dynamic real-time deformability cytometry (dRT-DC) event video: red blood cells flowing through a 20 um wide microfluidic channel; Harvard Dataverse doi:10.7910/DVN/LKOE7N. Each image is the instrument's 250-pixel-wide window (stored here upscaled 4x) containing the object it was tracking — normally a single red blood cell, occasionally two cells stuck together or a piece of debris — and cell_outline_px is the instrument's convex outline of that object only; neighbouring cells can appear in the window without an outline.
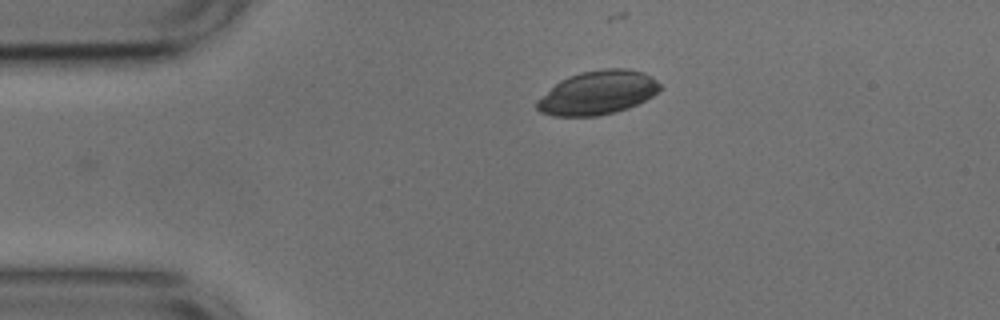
{"species": "common noctule bat (a hibernating species)", "species_latin": "Nyctalus noctula", "temperature_condition": "cold", "stored_images_in_passage": 33, "camera_frame_rate_fps": 3000, "um_per_image_px": 0.085, "animal": {"sex": "male", "body_mass_g": 17.9, "forearm_length_mm": 54.2}, "frame": {"image": 1, "passage_image": 1, "time_ms": 0.0, "image_size_px": [1000, 320], "cell_outline_px": [[660, 88], [652, 96], [628, 108], [616, 112], [596, 116], [552, 116], [540, 112], [536, 108], [536, 100], [560, 80], [568, 76], [580, 72], [604, 68], [628, 68], [644, 72], [652, 76], [660, 84]], "centroid_in_image_um": [50.78, 7.87], "position_along_channel_um": 34.2, "area_um2": 31.5}}
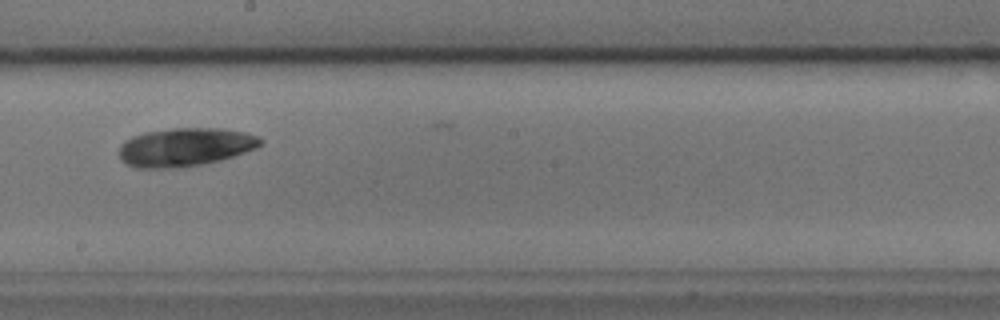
{"frame": {"image": 2, "passage_image": 20, "time_ms": 6.333, "image_size_px": [1000, 320], "cell_outline_px": [[264, 140], [256, 148], [220, 160], [180, 168], [136, 168], [120, 160], [120, 144], [124, 140], [132, 136], [144, 132], [172, 128], [224, 128], [244, 132], [260, 136]], "centroid_in_image_um": [15.72, 12.49], "position_along_channel_um": 232.5, "area_um2": 31.79}}
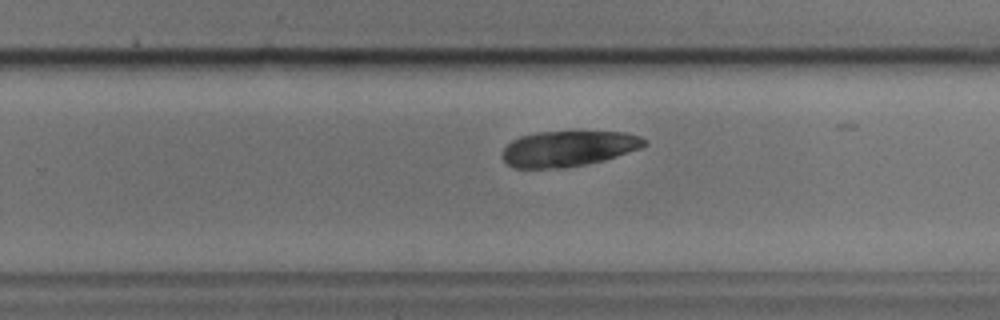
{"frame": {"image": 3, "passage_image": 24, "time_ms": 7.667, "image_size_px": [1000, 320], "cell_outline_px": [[648, 144], [640, 148], [604, 160], [588, 164], [564, 168], [512, 168], [504, 160], [504, 148], [512, 140], [520, 136], [536, 132], [576, 128], [580, 128], [628, 132], [640, 136], [648, 140]], "centroid_in_image_um": [48.38, 12.56], "position_along_channel_um": 281.4, "area_um2": 30.87}}